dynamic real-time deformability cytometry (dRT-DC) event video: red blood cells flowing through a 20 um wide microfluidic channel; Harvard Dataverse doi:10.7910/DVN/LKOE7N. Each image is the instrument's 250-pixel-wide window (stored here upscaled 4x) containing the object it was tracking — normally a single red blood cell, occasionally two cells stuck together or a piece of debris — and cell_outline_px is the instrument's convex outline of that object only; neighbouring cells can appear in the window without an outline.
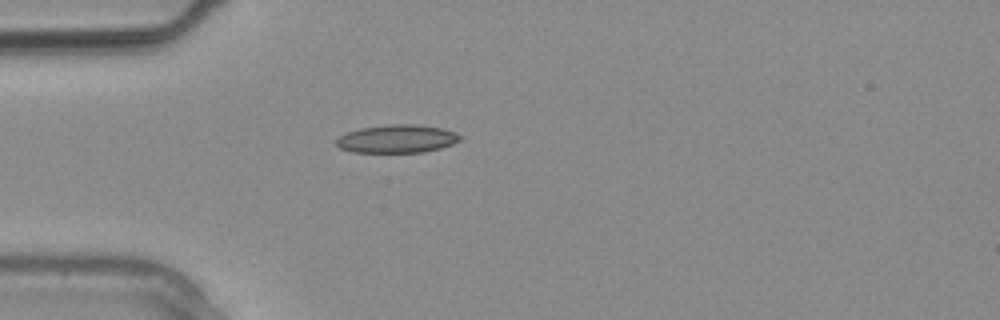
{"species": "common noctule bat (a hibernating species)", "species_latin": "Nyctalus noctula", "temperature_condition": "warm", "stored_images_in_passage": 1, "camera_frame_rate_fps": 3000, "um_per_image_px": 0.085, "animal": {"sex": "male", "body_mass_g": 20.4}, "frame": {"image": 1, "passage_image": 1, "time_ms": 0.0, "image_size_px": [1000, 320], "cell_outline_px": [[464, 136], [460, 140], [452, 144], [440, 148], [424, 152], [352, 152], [340, 148], [336, 144], [336, 140], [340, 136], [348, 132], [360, 128], [392, 124], [416, 124], [440, 128], [456, 132]], "centroid_in_image_um": [33.77, 11.8], "position_along_channel_um": 51.2, "area_um2": 20.23}}